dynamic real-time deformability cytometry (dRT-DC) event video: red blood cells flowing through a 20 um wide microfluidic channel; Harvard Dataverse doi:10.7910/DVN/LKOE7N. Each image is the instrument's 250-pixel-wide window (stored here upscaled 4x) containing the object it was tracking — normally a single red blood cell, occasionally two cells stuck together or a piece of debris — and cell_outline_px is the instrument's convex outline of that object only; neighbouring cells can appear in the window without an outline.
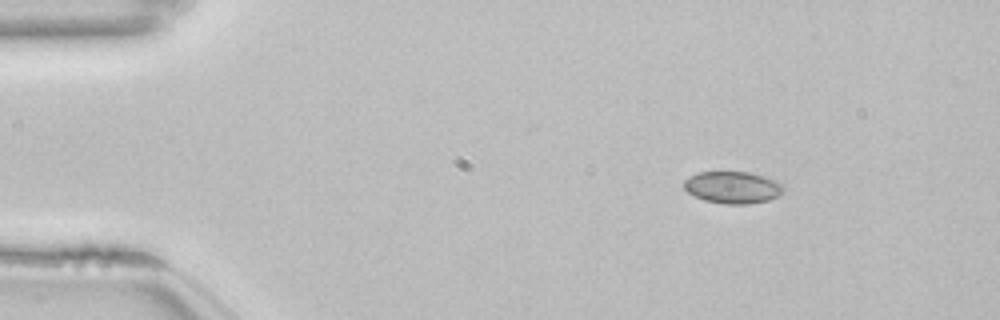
{"species": "common noctule bat (a hibernating species)", "species_latin": "Nyctalus noctula", "temperature_condition": "room temperature", "stored_images_in_passage": 47, "camera_frame_rate_fps": 3000, "um_per_image_px": 0.085, "animal": {"sex": "female", "body_mass_g": 22.7, "forearm_length_mm": 54.2}, "frame": {"image": 1, "passage_image": 1, "time_ms": 0.0, "image_size_px": [1000, 320], "cell_outline_px": [[784, 192], [768, 200], [748, 204], [724, 204], [704, 200], [688, 192], [684, 188], [684, 180], [688, 176], [700, 172], [748, 172], [776, 180], [784, 184]], "centroid_in_image_um": [62.28, 15.93], "position_along_channel_um": 22.7, "area_um2": 18.55}}
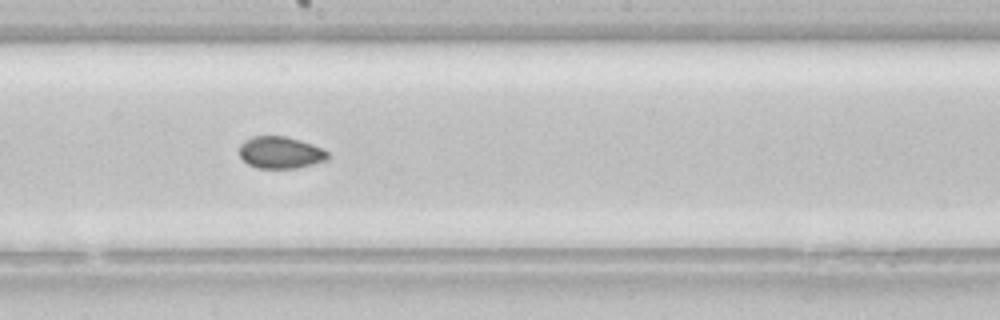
{"frame": {"image": 2, "passage_image": 23, "time_ms": 7.333, "image_size_px": [1000, 320], "cell_outline_px": [[328, 160], [296, 168], [256, 168], [248, 164], [240, 156], [240, 144], [244, 140], [252, 136], [284, 136], [300, 140], [312, 144], [328, 152]], "centroid_in_image_um": [23.82, 12.96], "position_along_channel_um": 224.4, "area_um2": 16.42}}
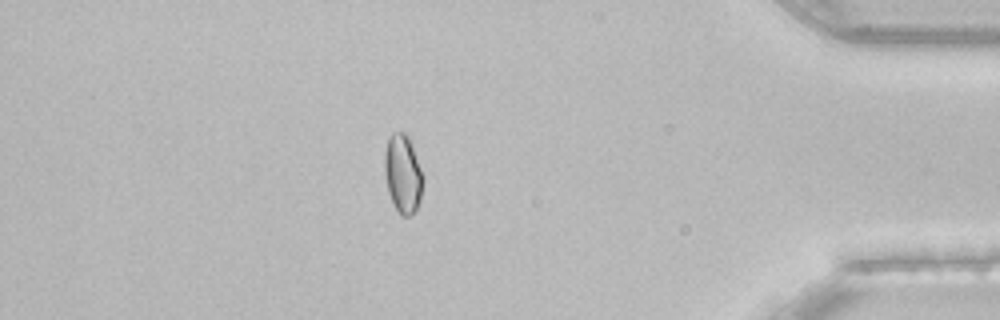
{"frame": {"image": 3, "passage_image": 40, "time_ms": 13.0, "image_size_px": [1000, 320], "cell_outline_px": [[424, 180], [420, 200], [416, 208], [408, 216], [400, 216], [388, 192], [384, 172], [384, 152], [388, 136], [392, 132], [404, 132], [408, 136], [424, 176]], "centroid_in_image_um": [34.23, 14.74], "position_along_channel_um": 401.0, "area_um2": 17.69}, "authors_computed_cell_mechanics": {"area_um2": 17.34, "velocity_mm_per_s": 3.8459, "shape_relaxation_time_tau1_ms": null, "shape_relaxation_time_tau2_ms": 2.3123, "deformation_change_tau1": null, "deformation_change_tau2": 0.042}}